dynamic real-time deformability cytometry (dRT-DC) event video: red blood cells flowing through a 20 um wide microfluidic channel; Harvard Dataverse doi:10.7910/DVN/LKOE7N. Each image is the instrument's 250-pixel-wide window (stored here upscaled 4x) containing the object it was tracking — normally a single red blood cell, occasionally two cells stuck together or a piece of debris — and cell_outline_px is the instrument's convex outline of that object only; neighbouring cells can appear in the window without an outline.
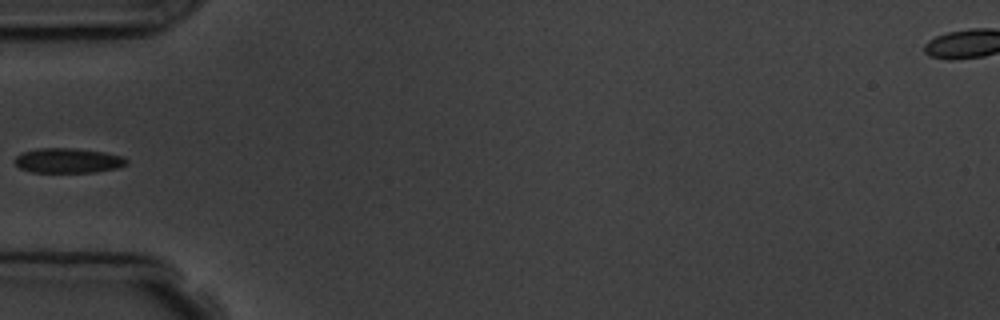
{"species": "common noctule bat (a hibernating species)", "species_latin": "Nyctalus noctula", "temperature_condition": "room temperature", "stored_images_in_passage": 7, "camera_frame_rate_fps": 3000, "um_per_image_px": 0.085, "animal": {"sex": "male", "body_mass_g": 19.5, "forearm_length_mm": 54.6}, "frame": {"image": 1, "passage_image": 6, "time_ms": 5.667, "image_size_px": [1000, 320], "cell_outline_px": [[128, 164], [116, 168], [96, 172], [32, 172], [20, 168], [12, 160], [20, 152], [40, 148], [76, 148], [104, 152], [124, 156], [128, 160]], "centroid_in_image_um": [5.78, 13.64], "position_along_channel_um": 79.2, "area_um2": 16.36}}